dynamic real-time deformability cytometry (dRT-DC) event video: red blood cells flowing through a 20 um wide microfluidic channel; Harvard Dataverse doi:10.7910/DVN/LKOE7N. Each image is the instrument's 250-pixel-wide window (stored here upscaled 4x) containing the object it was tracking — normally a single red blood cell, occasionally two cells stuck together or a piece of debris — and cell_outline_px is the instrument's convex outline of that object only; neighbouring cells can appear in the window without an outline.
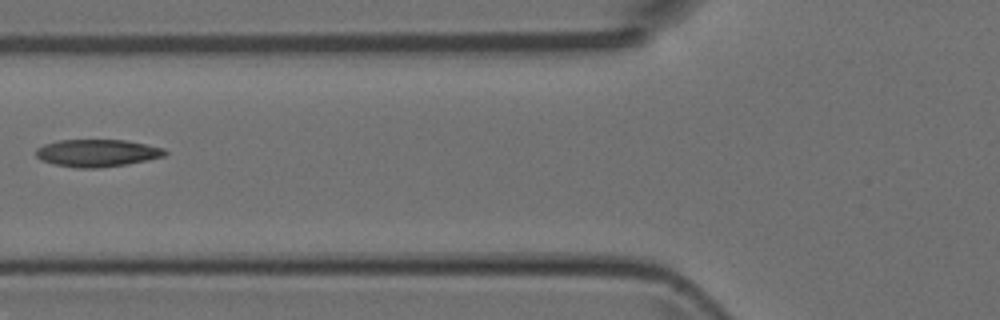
{"species": "Egyptian fruit bat (a non-hibernating species)", "species_latin": "Rousettus aegyptiacus", "temperature_condition": "room temperature", "stored_images_in_passage": 9, "camera_frame_rate_fps": 3000, "um_per_image_px": 0.085, "animal": {"sex": "female"}, "frame": {"image": 1, "passage_image": 7, "time_ms": 7.667, "image_size_px": [1000, 320], "cell_outline_px": [[168, 152], [164, 156], [148, 160], [128, 164], [96, 168], [76, 168], [56, 164], [40, 160], [36, 156], [36, 148], [44, 144], [60, 140], [124, 140], [164, 148]], "centroid_in_image_um": [8.25, 13.01], "position_along_channel_um": 117.5, "area_um2": 20.52}}
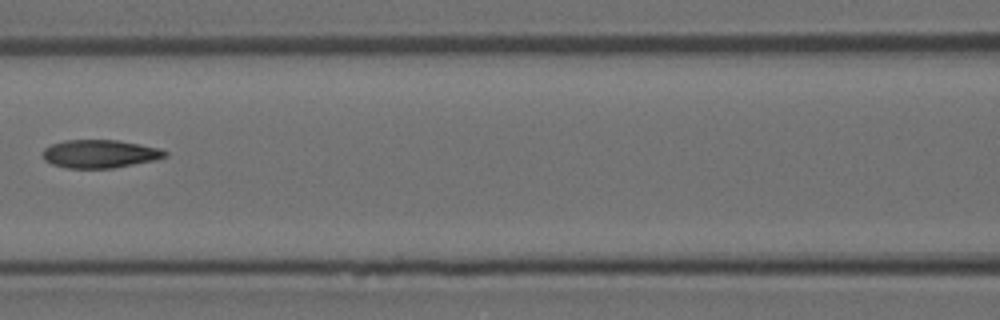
{"frame": {"image": 2, "passage_image": 8, "time_ms": 8.667, "image_size_px": [1000, 320], "cell_outline_px": [[168, 156], [152, 160], [112, 168], [68, 168], [52, 164], [44, 160], [44, 148], [52, 144], [64, 140], [116, 140], [140, 144], [160, 148], [168, 152]], "centroid_in_image_um": [8.49, 13.07], "position_along_channel_um": 158.1, "area_um2": 19.88}}
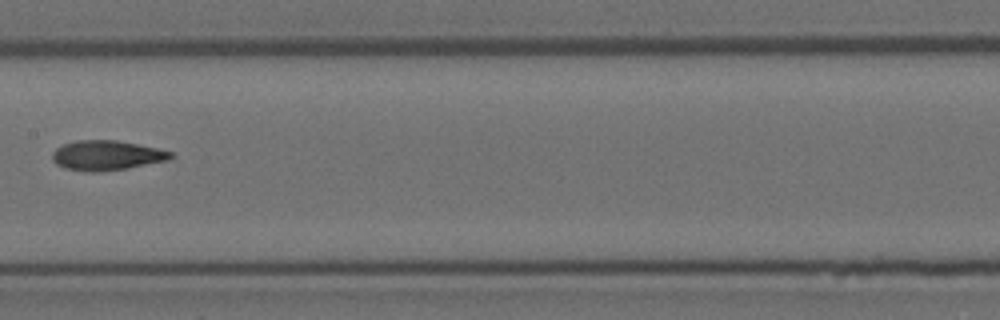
{"frame": {"image": 3, "passage_image": 9, "time_ms": 9.667, "image_size_px": [1000, 320], "cell_outline_px": [[176, 156], [164, 160], [128, 168], [96, 172], [88, 172], [64, 168], [56, 164], [52, 160], [52, 152], [56, 148], [64, 144], [76, 140], [116, 140], [156, 148], [172, 152]], "centroid_in_image_um": [9.01, 13.21], "position_along_channel_um": 198.4, "area_um2": 20.4}}